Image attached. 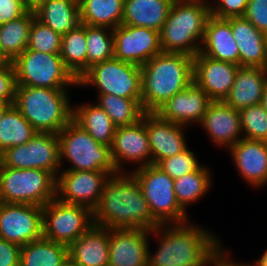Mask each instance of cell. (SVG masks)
I'll return each instance as SVG.
<instances>
[{"instance_id":"obj_13","label":"cell","mask_w":267,"mask_h":266,"mask_svg":"<svg viewBox=\"0 0 267 266\" xmlns=\"http://www.w3.org/2000/svg\"><path fill=\"white\" fill-rule=\"evenodd\" d=\"M43 237V207L0 202V238L20 246Z\"/></svg>"},{"instance_id":"obj_37","label":"cell","mask_w":267,"mask_h":266,"mask_svg":"<svg viewBox=\"0 0 267 266\" xmlns=\"http://www.w3.org/2000/svg\"><path fill=\"white\" fill-rule=\"evenodd\" d=\"M86 43L87 70L95 64L114 58L113 29L86 25Z\"/></svg>"},{"instance_id":"obj_2","label":"cell","mask_w":267,"mask_h":266,"mask_svg":"<svg viewBox=\"0 0 267 266\" xmlns=\"http://www.w3.org/2000/svg\"><path fill=\"white\" fill-rule=\"evenodd\" d=\"M197 226L187 222L151 230L160 243L153 254L148 250V266H211L213 250L221 242L218 236Z\"/></svg>"},{"instance_id":"obj_20","label":"cell","mask_w":267,"mask_h":266,"mask_svg":"<svg viewBox=\"0 0 267 266\" xmlns=\"http://www.w3.org/2000/svg\"><path fill=\"white\" fill-rule=\"evenodd\" d=\"M187 126L162 119L155 112H146V131L152 153V164L181 153L188 148L184 135Z\"/></svg>"},{"instance_id":"obj_19","label":"cell","mask_w":267,"mask_h":266,"mask_svg":"<svg viewBox=\"0 0 267 266\" xmlns=\"http://www.w3.org/2000/svg\"><path fill=\"white\" fill-rule=\"evenodd\" d=\"M211 102L205 91L193 81L166 101L155 113L164 120L184 126L200 124Z\"/></svg>"},{"instance_id":"obj_27","label":"cell","mask_w":267,"mask_h":266,"mask_svg":"<svg viewBox=\"0 0 267 266\" xmlns=\"http://www.w3.org/2000/svg\"><path fill=\"white\" fill-rule=\"evenodd\" d=\"M174 0H125L122 24L160 32Z\"/></svg>"},{"instance_id":"obj_6","label":"cell","mask_w":267,"mask_h":266,"mask_svg":"<svg viewBox=\"0 0 267 266\" xmlns=\"http://www.w3.org/2000/svg\"><path fill=\"white\" fill-rule=\"evenodd\" d=\"M59 139L60 163L64 159L71 167L64 170L106 171L111 175L118 173L107 145L98 143L73 119L57 134Z\"/></svg>"},{"instance_id":"obj_11","label":"cell","mask_w":267,"mask_h":266,"mask_svg":"<svg viewBox=\"0 0 267 266\" xmlns=\"http://www.w3.org/2000/svg\"><path fill=\"white\" fill-rule=\"evenodd\" d=\"M94 225L93 211L57 198L43 206V237L69 246Z\"/></svg>"},{"instance_id":"obj_40","label":"cell","mask_w":267,"mask_h":266,"mask_svg":"<svg viewBox=\"0 0 267 266\" xmlns=\"http://www.w3.org/2000/svg\"><path fill=\"white\" fill-rule=\"evenodd\" d=\"M157 166L174 180L192 171L199 170L201 165L196 159L195 152L189 147L174 156L161 160Z\"/></svg>"},{"instance_id":"obj_36","label":"cell","mask_w":267,"mask_h":266,"mask_svg":"<svg viewBox=\"0 0 267 266\" xmlns=\"http://www.w3.org/2000/svg\"><path fill=\"white\" fill-rule=\"evenodd\" d=\"M209 167L202 166L174 180V192L179 205L185 210L187 206L197 202L211 188Z\"/></svg>"},{"instance_id":"obj_21","label":"cell","mask_w":267,"mask_h":266,"mask_svg":"<svg viewBox=\"0 0 267 266\" xmlns=\"http://www.w3.org/2000/svg\"><path fill=\"white\" fill-rule=\"evenodd\" d=\"M200 124L219 147L230 149L243 138L240 112L224 101H212Z\"/></svg>"},{"instance_id":"obj_10","label":"cell","mask_w":267,"mask_h":266,"mask_svg":"<svg viewBox=\"0 0 267 266\" xmlns=\"http://www.w3.org/2000/svg\"><path fill=\"white\" fill-rule=\"evenodd\" d=\"M81 87H96L98 94L141 99L140 66L112 58L93 65L79 79Z\"/></svg>"},{"instance_id":"obj_49","label":"cell","mask_w":267,"mask_h":266,"mask_svg":"<svg viewBox=\"0 0 267 266\" xmlns=\"http://www.w3.org/2000/svg\"><path fill=\"white\" fill-rule=\"evenodd\" d=\"M8 63L12 62L5 56L0 46V67L7 65Z\"/></svg>"},{"instance_id":"obj_25","label":"cell","mask_w":267,"mask_h":266,"mask_svg":"<svg viewBox=\"0 0 267 266\" xmlns=\"http://www.w3.org/2000/svg\"><path fill=\"white\" fill-rule=\"evenodd\" d=\"M200 53L240 66L239 49L231 32V24L226 19L208 18Z\"/></svg>"},{"instance_id":"obj_31","label":"cell","mask_w":267,"mask_h":266,"mask_svg":"<svg viewBox=\"0 0 267 266\" xmlns=\"http://www.w3.org/2000/svg\"><path fill=\"white\" fill-rule=\"evenodd\" d=\"M36 18L33 10L0 25V46L5 56L13 62L28 47L30 28Z\"/></svg>"},{"instance_id":"obj_5","label":"cell","mask_w":267,"mask_h":266,"mask_svg":"<svg viewBox=\"0 0 267 266\" xmlns=\"http://www.w3.org/2000/svg\"><path fill=\"white\" fill-rule=\"evenodd\" d=\"M68 89L16 85L13 105L37 132L58 134L72 119Z\"/></svg>"},{"instance_id":"obj_4","label":"cell","mask_w":267,"mask_h":266,"mask_svg":"<svg viewBox=\"0 0 267 266\" xmlns=\"http://www.w3.org/2000/svg\"><path fill=\"white\" fill-rule=\"evenodd\" d=\"M210 16V6L200 0H174L159 32L162 52L194 57L200 52Z\"/></svg>"},{"instance_id":"obj_35","label":"cell","mask_w":267,"mask_h":266,"mask_svg":"<svg viewBox=\"0 0 267 266\" xmlns=\"http://www.w3.org/2000/svg\"><path fill=\"white\" fill-rule=\"evenodd\" d=\"M37 131L12 105L0 120V154L7 148L26 144Z\"/></svg>"},{"instance_id":"obj_22","label":"cell","mask_w":267,"mask_h":266,"mask_svg":"<svg viewBox=\"0 0 267 266\" xmlns=\"http://www.w3.org/2000/svg\"><path fill=\"white\" fill-rule=\"evenodd\" d=\"M239 175L252 187L267 183V142L242 138L229 149Z\"/></svg>"},{"instance_id":"obj_15","label":"cell","mask_w":267,"mask_h":266,"mask_svg":"<svg viewBox=\"0 0 267 266\" xmlns=\"http://www.w3.org/2000/svg\"><path fill=\"white\" fill-rule=\"evenodd\" d=\"M114 58L144 65L162 52L159 32L150 28L121 24L113 29Z\"/></svg>"},{"instance_id":"obj_33","label":"cell","mask_w":267,"mask_h":266,"mask_svg":"<svg viewBox=\"0 0 267 266\" xmlns=\"http://www.w3.org/2000/svg\"><path fill=\"white\" fill-rule=\"evenodd\" d=\"M60 56L77 80L87 71L86 24H79L62 35Z\"/></svg>"},{"instance_id":"obj_42","label":"cell","mask_w":267,"mask_h":266,"mask_svg":"<svg viewBox=\"0 0 267 266\" xmlns=\"http://www.w3.org/2000/svg\"><path fill=\"white\" fill-rule=\"evenodd\" d=\"M16 76L13 63L0 67V103L13 104L15 100Z\"/></svg>"},{"instance_id":"obj_7","label":"cell","mask_w":267,"mask_h":266,"mask_svg":"<svg viewBox=\"0 0 267 266\" xmlns=\"http://www.w3.org/2000/svg\"><path fill=\"white\" fill-rule=\"evenodd\" d=\"M56 198V177L42 169L0 167V202L43 207Z\"/></svg>"},{"instance_id":"obj_24","label":"cell","mask_w":267,"mask_h":266,"mask_svg":"<svg viewBox=\"0 0 267 266\" xmlns=\"http://www.w3.org/2000/svg\"><path fill=\"white\" fill-rule=\"evenodd\" d=\"M267 85V68L239 66L235 81L224 102L235 110L262 103Z\"/></svg>"},{"instance_id":"obj_1","label":"cell","mask_w":267,"mask_h":266,"mask_svg":"<svg viewBox=\"0 0 267 266\" xmlns=\"http://www.w3.org/2000/svg\"><path fill=\"white\" fill-rule=\"evenodd\" d=\"M94 225L108 229L153 230V218L143 192L132 173L118 172L106 181L99 204L93 210Z\"/></svg>"},{"instance_id":"obj_38","label":"cell","mask_w":267,"mask_h":266,"mask_svg":"<svg viewBox=\"0 0 267 266\" xmlns=\"http://www.w3.org/2000/svg\"><path fill=\"white\" fill-rule=\"evenodd\" d=\"M243 138L267 142V112L262 103L239 111Z\"/></svg>"},{"instance_id":"obj_26","label":"cell","mask_w":267,"mask_h":266,"mask_svg":"<svg viewBox=\"0 0 267 266\" xmlns=\"http://www.w3.org/2000/svg\"><path fill=\"white\" fill-rule=\"evenodd\" d=\"M109 241V229L93 225L68 246V255L80 266H108Z\"/></svg>"},{"instance_id":"obj_53","label":"cell","mask_w":267,"mask_h":266,"mask_svg":"<svg viewBox=\"0 0 267 266\" xmlns=\"http://www.w3.org/2000/svg\"><path fill=\"white\" fill-rule=\"evenodd\" d=\"M202 1L204 4L208 5V6H211L210 2H208L207 0H200Z\"/></svg>"},{"instance_id":"obj_28","label":"cell","mask_w":267,"mask_h":266,"mask_svg":"<svg viewBox=\"0 0 267 266\" xmlns=\"http://www.w3.org/2000/svg\"><path fill=\"white\" fill-rule=\"evenodd\" d=\"M33 11L36 19L61 36L81 24L78 0H46Z\"/></svg>"},{"instance_id":"obj_32","label":"cell","mask_w":267,"mask_h":266,"mask_svg":"<svg viewBox=\"0 0 267 266\" xmlns=\"http://www.w3.org/2000/svg\"><path fill=\"white\" fill-rule=\"evenodd\" d=\"M68 246L44 237L21 246L20 266H61Z\"/></svg>"},{"instance_id":"obj_47","label":"cell","mask_w":267,"mask_h":266,"mask_svg":"<svg viewBox=\"0 0 267 266\" xmlns=\"http://www.w3.org/2000/svg\"><path fill=\"white\" fill-rule=\"evenodd\" d=\"M46 0H22L23 4L29 9V10H35L41 3H43Z\"/></svg>"},{"instance_id":"obj_14","label":"cell","mask_w":267,"mask_h":266,"mask_svg":"<svg viewBox=\"0 0 267 266\" xmlns=\"http://www.w3.org/2000/svg\"><path fill=\"white\" fill-rule=\"evenodd\" d=\"M110 176L106 171L62 169L56 177V198L68 204L86 206L93 211Z\"/></svg>"},{"instance_id":"obj_29","label":"cell","mask_w":267,"mask_h":266,"mask_svg":"<svg viewBox=\"0 0 267 266\" xmlns=\"http://www.w3.org/2000/svg\"><path fill=\"white\" fill-rule=\"evenodd\" d=\"M73 120L98 143L111 147L116 126L98 104H78L73 107Z\"/></svg>"},{"instance_id":"obj_46","label":"cell","mask_w":267,"mask_h":266,"mask_svg":"<svg viewBox=\"0 0 267 266\" xmlns=\"http://www.w3.org/2000/svg\"><path fill=\"white\" fill-rule=\"evenodd\" d=\"M222 243L219 244L214 250L213 254L211 256V265L212 266H257L256 263H253L254 265L247 263V264H242V263H236L235 261L231 260L229 257V252L223 250L221 248ZM228 253V254H227Z\"/></svg>"},{"instance_id":"obj_8","label":"cell","mask_w":267,"mask_h":266,"mask_svg":"<svg viewBox=\"0 0 267 266\" xmlns=\"http://www.w3.org/2000/svg\"><path fill=\"white\" fill-rule=\"evenodd\" d=\"M149 205L153 218L160 225L189 222L187 211L178 203L174 192V179L155 164L136 168L131 172Z\"/></svg>"},{"instance_id":"obj_12","label":"cell","mask_w":267,"mask_h":266,"mask_svg":"<svg viewBox=\"0 0 267 266\" xmlns=\"http://www.w3.org/2000/svg\"><path fill=\"white\" fill-rule=\"evenodd\" d=\"M0 161V167L42 169L57 177L61 167L58 136L37 132L26 144L7 148Z\"/></svg>"},{"instance_id":"obj_43","label":"cell","mask_w":267,"mask_h":266,"mask_svg":"<svg viewBox=\"0 0 267 266\" xmlns=\"http://www.w3.org/2000/svg\"><path fill=\"white\" fill-rule=\"evenodd\" d=\"M244 17L267 35V0H249Z\"/></svg>"},{"instance_id":"obj_52","label":"cell","mask_w":267,"mask_h":266,"mask_svg":"<svg viewBox=\"0 0 267 266\" xmlns=\"http://www.w3.org/2000/svg\"><path fill=\"white\" fill-rule=\"evenodd\" d=\"M262 105H263L265 111L267 112V85H266L265 90H264V94H263V98H262Z\"/></svg>"},{"instance_id":"obj_30","label":"cell","mask_w":267,"mask_h":266,"mask_svg":"<svg viewBox=\"0 0 267 266\" xmlns=\"http://www.w3.org/2000/svg\"><path fill=\"white\" fill-rule=\"evenodd\" d=\"M81 24L117 28L122 24L125 0H78Z\"/></svg>"},{"instance_id":"obj_9","label":"cell","mask_w":267,"mask_h":266,"mask_svg":"<svg viewBox=\"0 0 267 266\" xmlns=\"http://www.w3.org/2000/svg\"><path fill=\"white\" fill-rule=\"evenodd\" d=\"M16 85L68 89L78 86V80L64 66L60 54L26 49L13 62Z\"/></svg>"},{"instance_id":"obj_18","label":"cell","mask_w":267,"mask_h":266,"mask_svg":"<svg viewBox=\"0 0 267 266\" xmlns=\"http://www.w3.org/2000/svg\"><path fill=\"white\" fill-rule=\"evenodd\" d=\"M108 266H148L151 230L109 229Z\"/></svg>"},{"instance_id":"obj_16","label":"cell","mask_w":267,"mask_h":266,"mask_svg":"<svg viewBox=\"0 0 267 266\" xmlns=\"http://www.w3.org/2000/svg\"><path fill=\"white\" fill-rule=\"evenodd\" d=\"M111 157L118 172H125L123 163L139 164L137 168L152 164V153L146 131V112L137 123L116 127Z\"/></svg>"},{"instance_id":"obj_34","label":"cell","mask_w":267,"mask_h":266,"mask_svg":"<svg viewBox=\"0 0 267 266\" xmlns=\"http://www.w3.org/2000/svg\"><path fill=\"white\" fill-rule=\"evenodd\" d=\"M98 104L110 117L116 127L137 123L145 111L141 99L118 97L113 94H98Z\"/></svg>"},{"instance_id":"obj_44","label":"cell","mask_w":267,"mask_h":266,"mask_svg":"<svg viewBox=\"0 0 267 266\" xmlns=\"http://www.w3.org/2000/svg\"><path fill=\"white\" fill-rule=\"evenodd\" d=\"M28 10L22 0H0V25L23 16Z\"/></svg>"},{"instance_id":"obj_51","label":"cell","mask_w":267,"mask_h":266,"mask_svg":"<svg viewBox=\"0 0 267 266\" xmlns=\"http://www.w3.org/2000/svg\"><path fill=\"white\" fill-rule=\"evenodd\" d=\"M61 266H80L77 262L72 260L69 256L66 258V260L62 263Z\"/></svg>"},{"instance_id":"obj_39","label":"cell","mask_w":267,"mask_h":266,"mask_svg":"<svg viewBox=\"0 0 267 266\" xmlns=\"http://www.w3.org/2000/svg\"><path fill=\"white\" fill-rule=\"evenodd\" d=\"M62 36L34 19L30 28L28 49L49 54H60Z\"/></svg>"},{"instance_id":"obj_48","label":"cell","mask_w":267,"mask_h":266,"mask_svg":"<svg viewBox=\"0 0 267 266\" xmlns=\"http://www.w3.org/2000/svg\"><path fill=\"white\" fill-rule=\"evenodd\" d=\"M255 263L257 266H267V249L266 251L262 254L260 259L255 260Z\"/></svg>"},{"instance_id":"obj_41","label":"cell","mask_w":267,"mask_h":266,"mask_svg":"<svg viewBox=\"0 0 267 266\" xmlns=\"http://www.w3.org/2000/svg\"><path fill=\"white\" fill-rule=\"evenodd\" d=\"M218 1V2H217ZM249 0H216L211 3V16L219 19L244 16Z\"/></svg>"},{"instance_id":"obj_45","label":"cell","mask_w":267,"mask_h":266,"mask_svg":"<svg viewBox=\"0 0 267 266\" xmlns=\"http://www.w3.org/2000/svg\"><path fill=\"white\" fill-rule=\"evenodd\" d=\"M21 246L0 238V266H20Z\"/></svg>"},{"instance_id":"obj_3","label":"cell","mask_w":267,"mask_h":266,"mask_svg":"<svg viewBox=\"0 0 267 266\" xmlns=\"http://www.w3.org/2000/svg\"><path fill=\"white\" fill-rule=\"evenodd\" d=\"M140 70L141 106L145 112H156L193 82V57L161 52L140 66Z\"/></svg>"},{"instance_id":"obj_23","label":"cell","mask_w":267,"mask_h":266,"mask_svg":"<svg viewBox=\"0 0 267 266\" xmlns=\"http://www.w3.org/2000/svg\"><path fill=\"white\" fill-rule=\"evenodd\" d=\"M226 20L239 49L240 66L267 68V35L244 16Z\"/></svg>"},{"instance_id":"obj_50","label":"cell","mask_w":267,"mask_h":266,"mask_svg":"<svg viewBox=\"0 0 267 266\" xmlns=\"http://www.w3.org/2000/svg\"><path fill=\"white\" fill-rule=\"evenodd\" d=\"M13 104H2L0 103V120L4 117L5 112L12 106Z\"/></svg>"},{"instance_id":"obj_17","label":"cell","mask_w":267,"mask_h":266,"mask_svg":"<svg viewBox=\"0 0 267 266\" xmlns=\"http://www.w3.org/2000/svg\"><path fill=\"white\" fill-rule=\"evenodd\" d=\"M239 65L198 53L193 57V81L212 101H224L234 84Z\"/></svg>"}]
</instances>
